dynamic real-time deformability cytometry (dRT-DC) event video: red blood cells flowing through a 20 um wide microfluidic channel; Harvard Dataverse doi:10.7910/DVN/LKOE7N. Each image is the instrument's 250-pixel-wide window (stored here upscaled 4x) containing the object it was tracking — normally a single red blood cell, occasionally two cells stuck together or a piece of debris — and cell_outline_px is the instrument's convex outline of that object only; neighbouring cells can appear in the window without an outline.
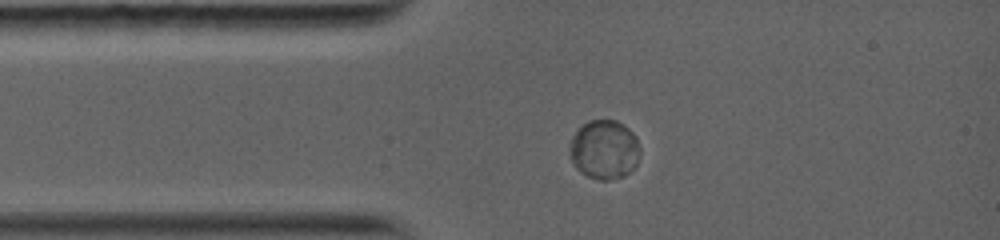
{"species": "common noctule bat (a hibernating species)", "species_latin": "Nyctalus noctula", "temperature_condition": "warm", "stored_images_in_passage": 27, "camera_frame_rate_fps": 5000, "um_per_image_px": 0.085, "animal": {"sex": "female", "body_mass_g": 19.0, "forearm_length_mm": 56.7}, "frame": {"image": 1, "passage_image": 1, "time_ms": 0.0, "image_size_px": [1000, 240], "cell_outline_px": [[640, 152], [636, 164], [624, 176], [608, 180], [600, 180], [588, 176], [580, 172], [572, 164], [568, 152], [568, 148], [572, 136], [588, 120], [616, 120], [624, 124], [636, 136], [640, 148]], "centroid_in_image_um": [51.34, 12.71], "position_along_channel_um": 33.7, "area_um2": 24.45}}
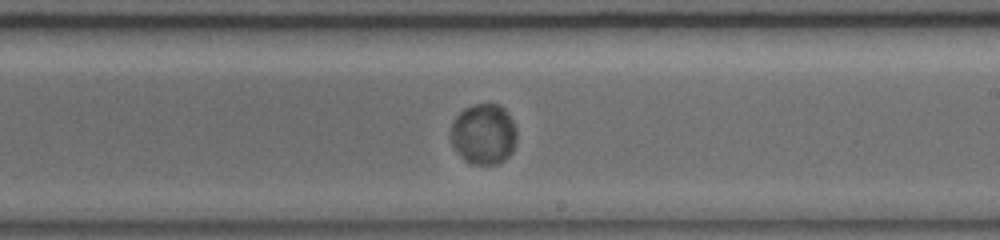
{"frame": {"image": 2, "passage_image": 8, "time_ms": 5.6, "image_size_px": [1000, 240], "cell_outline_px": [[516, 140], [512, 152], [504, 160], [496, 164], [472, 164], [464, 160], [460, 156], [452, 144], [452, 124], [456, 116], [464, 108], [476, 104], [496, 104], [504, 108], [512, 120], [516, 128]], "centroid_in_image_um": [41.12, 11.4], "position_along_channel_um": 247.9, "area_um2": 23.18}}
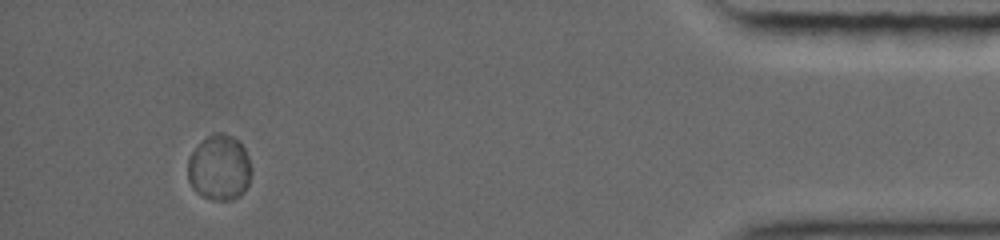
{"frame": {"image": 3, "passage_image": 23, "time_ms": 11.6, "image_size_px": [1000, 240], "cell_outline_px": [[252, 172], [248, 184], [244, 192], [240, 196], [232, 200], [212, 200], [196, 192], [192, 188], [188, 180], [188, 156], [200, 140], [216, 132], [220, 132], [232, 136], [244, 148], [248, 156], [252, 168]], "centroid_in_image_um": [18.63, 14.25], "position_along_channel_um": 416.6, "area_um2": 24.62}}